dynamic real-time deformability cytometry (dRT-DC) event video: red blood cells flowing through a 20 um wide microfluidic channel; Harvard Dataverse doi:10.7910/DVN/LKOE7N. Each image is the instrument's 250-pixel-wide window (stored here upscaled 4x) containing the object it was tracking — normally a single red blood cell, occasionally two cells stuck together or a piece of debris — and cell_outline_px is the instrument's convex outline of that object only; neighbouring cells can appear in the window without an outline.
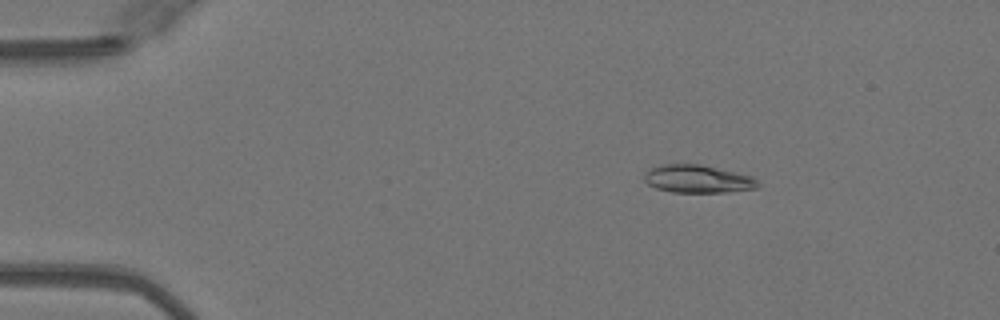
{"species": "Egyptian fruit bat (a non-hibernating species)", "species_latin": "Rousettus aegyptiacus", "temperature_condition": "warm", "stored_images_in_passage": 50, "camera_frame_rate_fps": 3000, "um_per_image_px": 0.085, "animal": {"sex": "female"}, "frame": {"image": 1, "passage_image": 8, "time_ms": 2.333, "image_size_px": [1000, 320], "cell_outline_px": [[760, 184], [756, 188], [724, 192], [672, 192], [656, 188], [648, 184], [644, 180], [644, 176], [652, 168], [660, 164], [700, 164], [752, 176]], "centroid_in_image_um": [59.3, 15.21], "position_along_channel_um": 25.7, "area_um2": 18.21}}
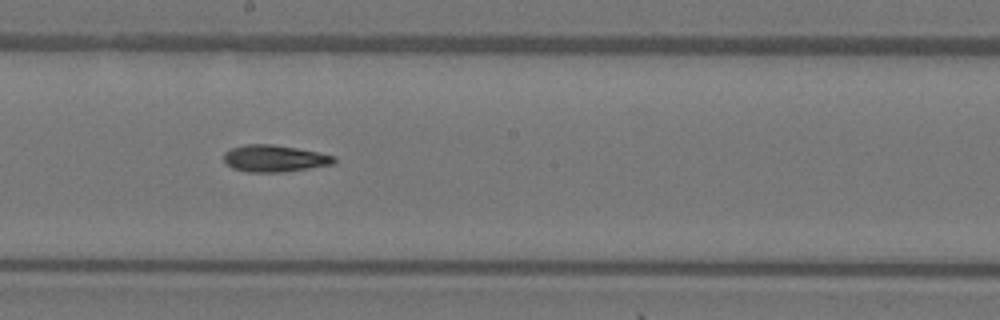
{"frame": {"image": 2, "passage_image": 28, "time_ms": 9.0, "image_size_px": [1000, 320], "cell_outline_px": [[336, 164], [280, 172], [248, 172], [232, 168], [224, 160], [224, 152], [232, 148], [244, 144], [272, 144], [296, 148], [336, 156]], "centroid_in_image_um": [23.33, 13.46], "position_along_channel_um": 224.9, "area_um2": 17.17}}
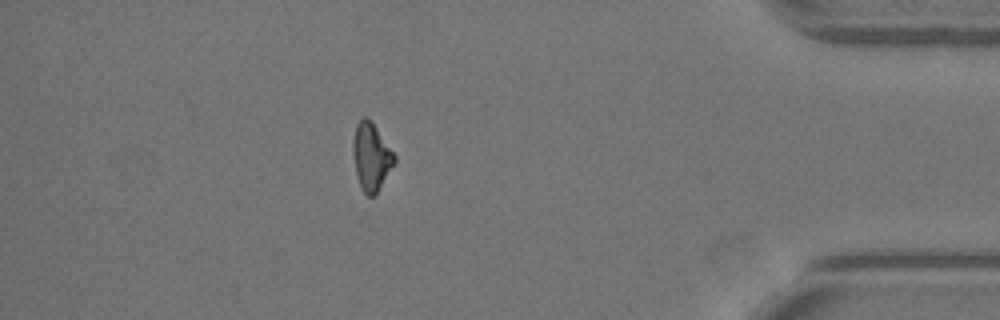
{"frame": {"image": 3, "passage_image": 44, "time_ms": 14.333, "image_size_px": [1000, 320], "cell_outline_px": [[396, 160], [376, 196], [368, 196], [360, 188], [356, 176], [352, 152], [352, 144], [356, 124], [364, 116], [372, 120], [396, 156]], "centroid_in_image_um": [31.54, 13.33], "position_along_channel_um": 403.7, "area_um2": 16.59}, "authors_computed_cell_mechanics": {"area_um2": 17.2533, "velocity_mm_per_s": 4.1095, "shape_relaxation_time_tau1_ms": 6.2059, "shape_relaxation_time_tau2_ms": 6.5998, "deformation_change_tau1": 0.2289, "deformation_change_tau2": 0.1589}}